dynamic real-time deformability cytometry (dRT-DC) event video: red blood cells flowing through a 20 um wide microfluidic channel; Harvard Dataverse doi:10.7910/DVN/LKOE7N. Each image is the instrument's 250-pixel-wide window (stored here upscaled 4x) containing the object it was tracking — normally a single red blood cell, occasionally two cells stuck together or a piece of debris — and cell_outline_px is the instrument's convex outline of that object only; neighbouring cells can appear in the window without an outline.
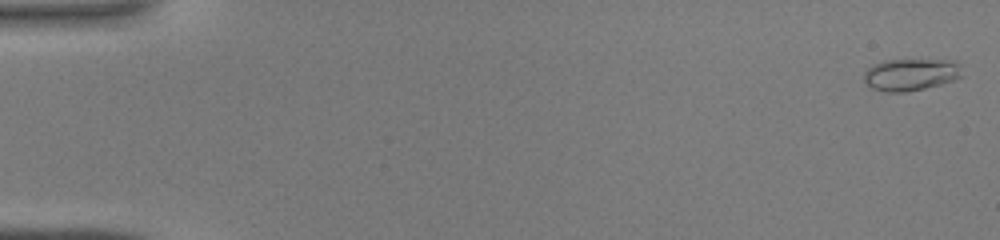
{"species": "common noctule bat (a hibernating species)", "species_latin": "Nyctalus noctula", "temperature_condition": "warm", "stored_images_in_passage": 44, "camera_frame_rate_fps": 3000, "um_per_image_px": 0.085, "animal": {"sex": "male", "body_mass_g": 19.0, "forearm_length_mm": 50.8}, "frame": {"image": 1, "passage_image": 1, "time_ms": 0.0, "image_size_px": [1000, 240], "cell_outline_px": [[964, 76], [940, 84], [924, 88], [904, 92], [888, 92], [872, 88], [864, 80], [864, 72], [872, 64], [884, 60], [956, 60]], "centroid_in_image_um": [77.41, 6.32], "position_along_channel_um": 7.6, "area_um2": 18.26}}
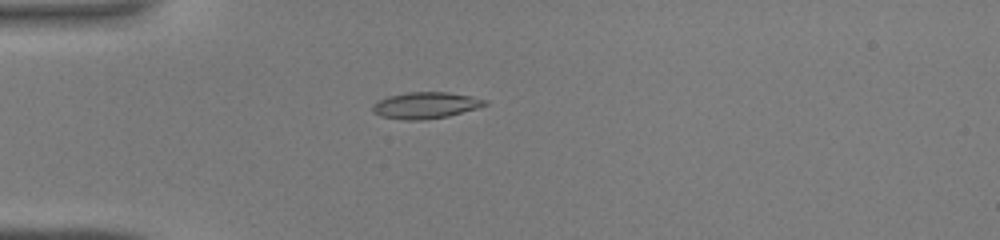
{"frame": {"image": 2, "passage_image": 13, "time_ms": 4.0, "image_size_px": [1000, 240], "cell_outline_px": [[488, 104], [476, 108], [448, 116], [420, 120], [404, 120], [380, 116], [372, 112], [372, 104], [388, 96], [408, 92], [448, 92], [472, 96], [488, 100]], "centroid_in_image_um": [36.16, 8.95], "position_along_channel_um": 48.8, "area_um2": 17.28}}
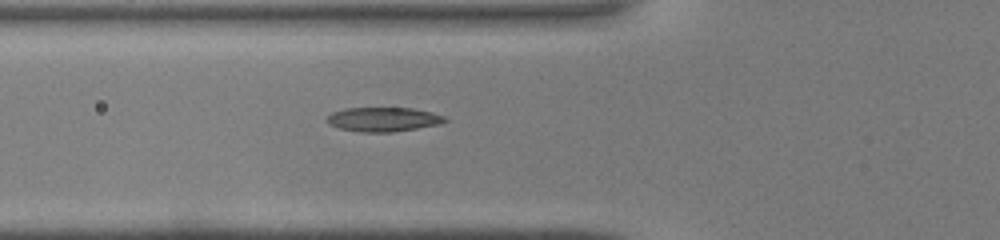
{"frame": {"image": 3, "passage_image": 17, "time_ms": 5.333, "image_size_px": [1000, 240], "cell_outline_px": [[448, 120], [440, 124], [392, 132], [360, 132], [340, 128], [328, 124], [324, 120], [332, 112], [344, 108], [412, 108], [432, 112], [444, 116]], "centroid_in_image_um": [32.55, 10.14], "position_along_channel_um": 93.2, "area_um2": 16.7}}